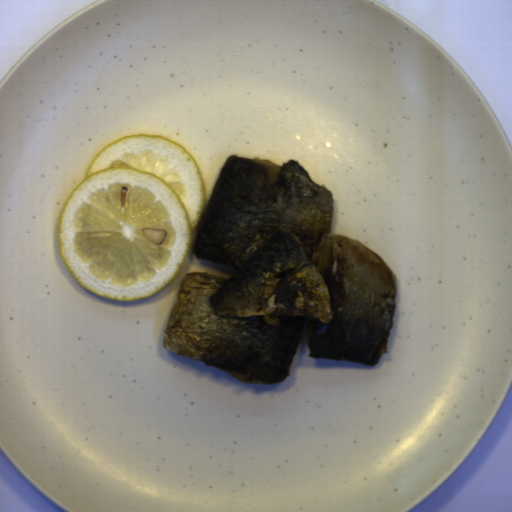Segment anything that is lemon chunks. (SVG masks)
Instances as JSON below:
<instances>
[{"label":"lemon chunks","mask_w":512,"mask_h":512,"mask_svg":"<svg viewBox=\"0 0 512 512\" xmlns=\"http://www.w3.org/2000/svg\"><path fill=\"white\" fill-rule=\"evenodd\" d=\"M207 205L199 168L177 142L124 136L94 156L67 198L59 254L98 297L149 298L178 276Z\"/></svg>","instance_id":"1"}]
</instances>
